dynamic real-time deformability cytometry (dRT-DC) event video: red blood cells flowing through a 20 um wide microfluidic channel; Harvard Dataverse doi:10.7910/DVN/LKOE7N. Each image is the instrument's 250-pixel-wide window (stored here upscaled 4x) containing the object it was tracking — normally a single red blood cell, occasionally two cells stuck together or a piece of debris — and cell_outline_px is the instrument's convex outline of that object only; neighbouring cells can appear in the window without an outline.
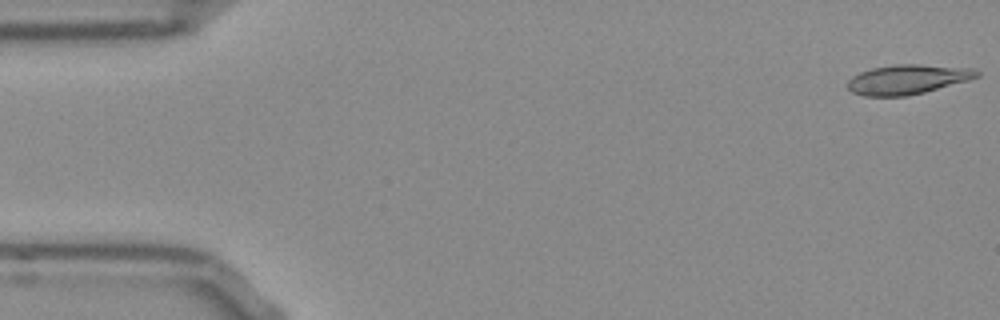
{"species": "Egyptian fruit bat (a non-hibernating species)", "species_latin": "Rousettus aegyptiacus", "temperature_condition": "room temperature", "stored_images_in_passage": 52, "camera_frame_rate_fps": 3000, "um_per_image_px": 0.085, "frame": {"image": 1, "passage_image": 1, "time_ms": 0.0, "image_size_px": [1000, 320], "cell_outline_px": [[980, 76], [968, 80], [924, 92], [908, 96], [864, 96], [852, 92], [848, 88], [848, 80], [852, 76], [860, 72], [872, 68], [896, 64], [920, 64], [972, 68], [980, 72]], "centroid_in_image_um": [77.14, 6.74], "position_along_channel_um": 7.9, "area_um2": 22.25}}
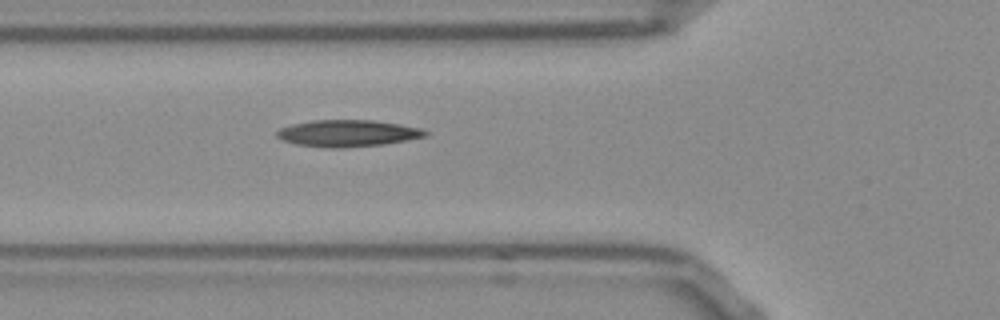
{"frame": {"image": 2, "passage_image": 18, "time_ms": 5.667, "image_size_px": [1000, 320], "cell_outline_px": [[428, 136], [384, 144], [340, 148], [328, 148], [296, 144], [284, 140], [276, 136], [276, 132], [280, 128], [292, 124], [312, 120], [372, 120], [400, 124], [420, 128], [428, 132]], "centroid_in_image_um": [29.55, 11.32], "position_along_channel_um": 96.2, "area_um2": 23.06}}
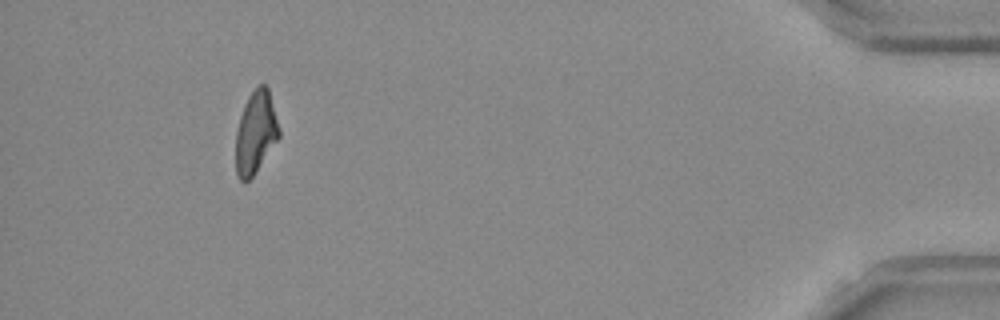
{"frame": {"image": 3, "passage_image": 48, "time_ms": 15.667, "image_size_px": [1000, 320], "cell_outline_px": [[280, 136], [252, 176], [248, 180], [240, 180], [236, 172], [236, 128], [244, 104], [248, 96], [260, 84], [264, 84], [268, 88], [280, 128]], "centroid_in_image_um": [21.73, 11.23], "position_along_channel_um": 413.5, "area_um2": 20.52}, "authors_computed_cell_mechanics": {"area_um2": 21.9351, "velocity_mm_per_s": 3.8683, "shape_relaxation_time_tau1_ms": null, "shape_relaxation_time_tau2_ms": 5.7894, "deformation_change_tau1": null, "deformation_change_tau2": 0.1699}}